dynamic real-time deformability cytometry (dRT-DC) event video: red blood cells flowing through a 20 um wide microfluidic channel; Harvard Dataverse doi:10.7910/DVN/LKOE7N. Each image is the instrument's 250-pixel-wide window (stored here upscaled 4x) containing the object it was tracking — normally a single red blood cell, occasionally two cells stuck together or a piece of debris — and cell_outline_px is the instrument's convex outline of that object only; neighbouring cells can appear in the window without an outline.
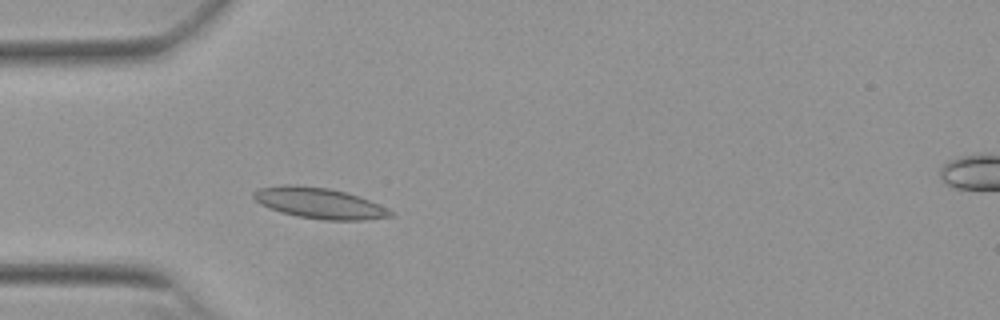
{"species": "Egyptian fruit bat (a non-hibernating species)", "species_latin": "Rousettus aegyptiacus", "temperature_condition": "warm", "stored_images_in_passage": 16, "camera_frame_rate_fps": 3000, "um_per_image_px": 0.085, "animal": {"sex": "female"}, "frame": {"image": 1, "passage_image": 3, "time_ms": 0.667, "image_size_px": [1000, 320], "cell_outline_px": [[392, 216], [368, 220], [324, 220], [296, 216], [280, 212], [268, 208], [260, 204], [252, 196], [252, 192], [260, 188], [284, 184], [292, 184], [328, 188], [344, 192], [368, 200], [392, 212]], "centroid_in_image_um": [27.06, 17.27], "position_along_channel_um": 57.9, "area_um2": 24.33}}
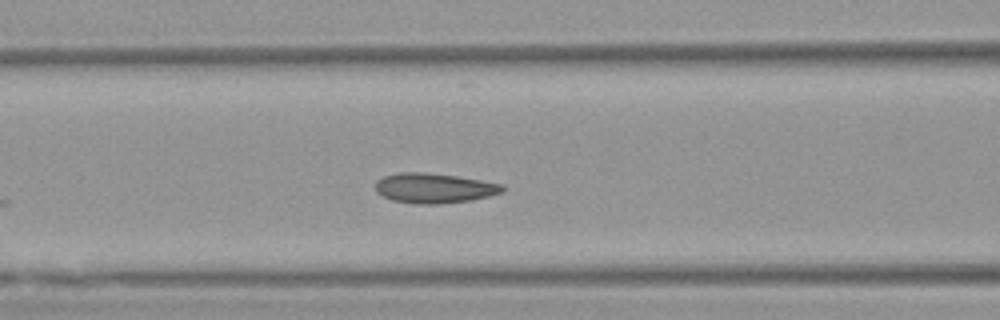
{"frame": {"image": 2, "passage_image": 9, "time_ms": 2.667, "image_size_px": [1000, 320], "cell_outline_px": [[508, 188], [504, 192], [472, 200], [440, 204], [416, 204], [392, 200], [376, 192], [376, 180], [384, 176], [400, 172], [424, 172], [456, 176], [480, 180], [500, 184]], "centroid_in_image_um": [36.91, 15.99], "position_along_channel_um": 129.7, "area_um2": 22.2}}
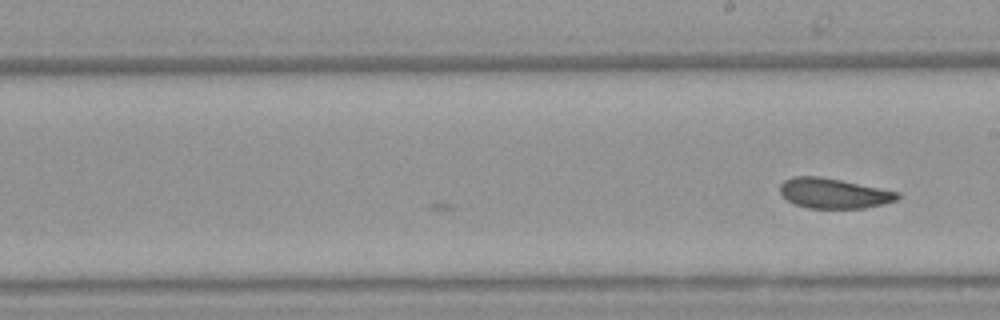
{"frame": {"image": 3, "passage_image": 16, "time_ms": 5.0, "image_size_px": [1000, 320], "cell_outline_px": [[900, 196], [896, 200], [884, 204], [864, 208], [808, 208], [796, 204], [788, 200], [780, 192], [780, 184], [784, 180], [792, 176], [820, 176], [900, 192]], "centroid_in_image_um": [70.87, 16.43], "position_along_channel_um": 218.1, "area_um2": 20.52}}